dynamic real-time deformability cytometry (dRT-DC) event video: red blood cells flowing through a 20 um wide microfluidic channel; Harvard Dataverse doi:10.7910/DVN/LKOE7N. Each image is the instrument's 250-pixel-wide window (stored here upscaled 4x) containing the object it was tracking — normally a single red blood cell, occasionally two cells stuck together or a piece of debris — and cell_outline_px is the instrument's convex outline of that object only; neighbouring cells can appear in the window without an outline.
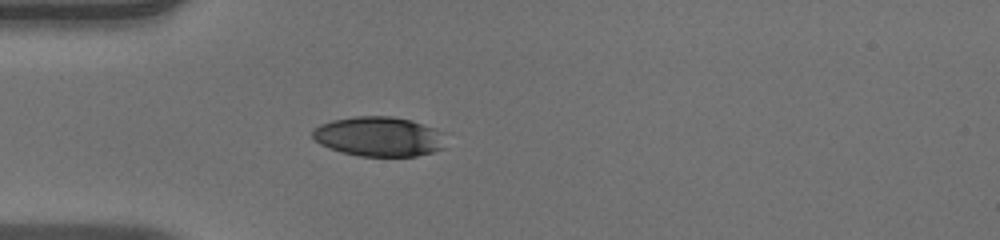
{"species": "human", "species_latin": "Homo sapiens", "temperature_condition": "warm", "stored_images_in_passage": 38, "camera_frame_rate_fps": 3000, "um_per_image_px": 0.085, "donor": {"sex": "male"}, "frame": {"image": 1, "passage_image": 1, "time_ms": 0.0, "image_size_px": [1000, 240], "cell_outline_px": [[448, 132], [444, 148], [432, 152], [416, 156], [360, 156], [344, 152], [320, 144], [312, 136], [312, 132], [320, 124], [332, 120], [352, 116], [392, 116], [412, 120]], "centroid_in_image_um": [32.31, 11.59], "position_along_channel_um": 52.7, "area_um2": 31.15}}
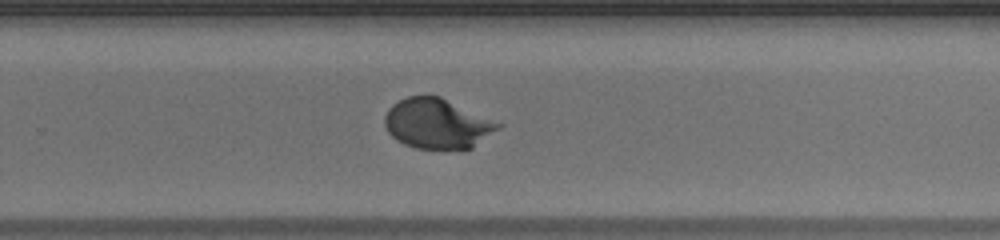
{"frame": {"image": 2, "passage_image": 20, "time_ms": 6.333, "image_size_px": [1000, 240], "cell_outline_px": [[504, 124], [500, 128], [472, 148], [416, 148], [404, 144], [396, 140], [388, 132], [384, 124], [384, 116], [388, 108], [392, 104], [408, 96], [440, 96]], "centroid_in_image_um": [37.16, 10.5], "position_along_channel_um": 292.6, "area_um2": 32.95}}
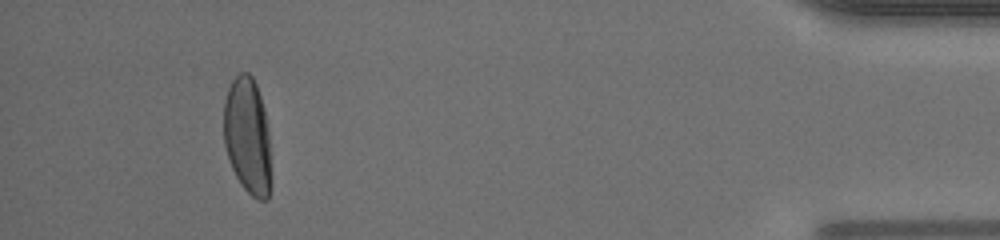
{"frame": {"image": 3, "passage_image": 34, "time_ms": 11.0, "image_size_px": [1000, 240], "cell_outline_px": [[272, 180], [268, 200], [256, 200], [240, 184], [232, 168], [224, 144], [224, 100], [228, 88], [232, 80], [240, 72], [248, 72], [252, 76], [256, 84], [264, 108], [268, 128]], "centroid_in_image_um": [21.06, 11.59], "position_along_channel_um": 414.1, "area_um2": 32.66}, "authors_computed_cell_mechanics": {"area_um2": 32.3102, "velocity_mm_per_s": 3.9583, "shape_relaxation_time_tau1_ms": 5.4524, "shape_relaxation_time_tau2_ms": null, "deformation_change_tau1": 0.2233, "deformation_change_tau2": null}}